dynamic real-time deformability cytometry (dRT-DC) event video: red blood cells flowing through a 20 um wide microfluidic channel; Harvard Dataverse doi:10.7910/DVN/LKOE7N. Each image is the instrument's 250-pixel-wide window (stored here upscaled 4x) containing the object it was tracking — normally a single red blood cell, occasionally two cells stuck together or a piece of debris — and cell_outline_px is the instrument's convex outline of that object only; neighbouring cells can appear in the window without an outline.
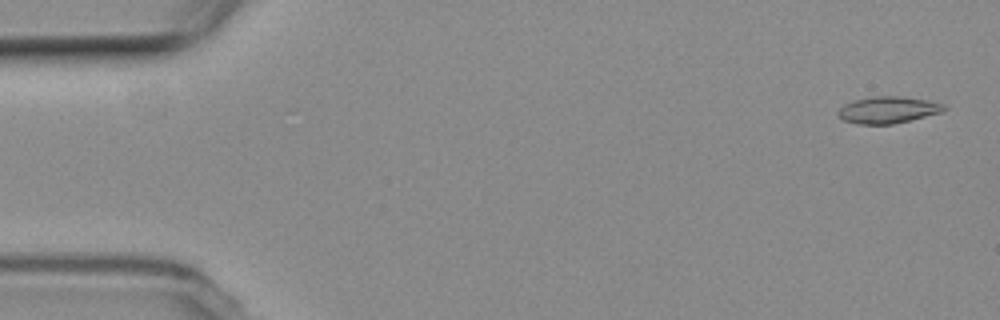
{"species": "common noctule bat (a hibernating species)", "species_latin": "Nyctalus noctula", "temperature_condition": "room temperature", "stored_images_in_passage": 5, "camera_frame_rate_fps": 3000, "um_per_image_px": 0.085, "animal": {"sex": "female", "body_mass_g": 19.3, "forearm_length_mm": 54.1}, "frame": {"image": 1, "passage_image": 1, "time_ms": 0.0, "image_size_px": [1000, 320], "cell_outline_px": [[948, 108], [944, 112], [892, 124], [856, 124], [844, 120], [836, 112], [844, 104], [852, 100], [876, 96], [900, 96], [928, 100], [944, 104]], "centroid_in_image_um": [75.5, 9.33], "position_along_channel_um": 9.5, "area_um2": 16.59}}
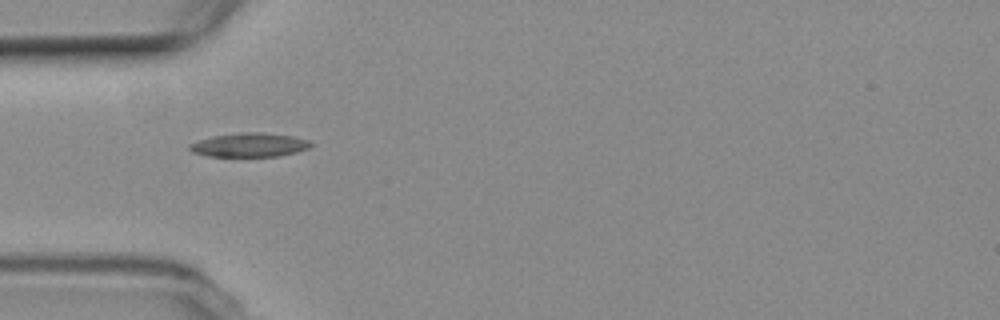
{"frame": {"image": 2, "passage_image": 5, "time_ms": 5.333, "image_size_px": [1000, 320], "cell_outline_px": [[312, 144], [308, 148], [296, 152], [280, 156], [208, 156], [192, 152], [188, 148], [188, 144], [212, 136], [240, 132], [260, 132], [292, 136], [308, 140]], "centroid_in_image_um": [21.17, 12.32], "position_along_channel_um": 63.8, "area_um2": 16.82}}